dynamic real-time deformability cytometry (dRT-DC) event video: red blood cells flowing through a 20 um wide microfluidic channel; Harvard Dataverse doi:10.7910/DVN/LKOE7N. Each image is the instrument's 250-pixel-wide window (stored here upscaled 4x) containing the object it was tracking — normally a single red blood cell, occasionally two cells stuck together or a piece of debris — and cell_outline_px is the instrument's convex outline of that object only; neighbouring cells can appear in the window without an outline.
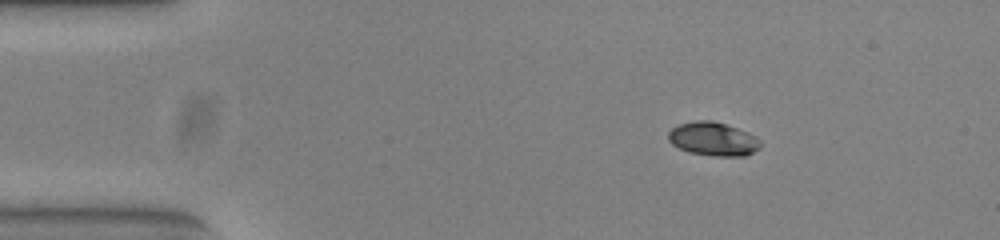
{"species": "common noctule bat (a hibernating species)", "species_latin": "Nyctalus noctula", "temperature_condition": "warm", "stored_images_in_passage": 53, "camera_frame_rate_fps": 3000, "um_per_image_px": 0.085, "animal": {"sex": "female", "body_mass_g": 23.0, "forearm_length_mm": 53.4}, "frame": {"image": 1, "passage_image": 8, "time_ms": 2.333, "image_size_px": [1000, 240], "cell_outline_px": [[760, 148], [744, 156], [712, 156], [688, 152], [672, 144], [668, 140], [668, 132], [672, 128], [680, 124], [696, 120], [712, 120], [748, 132], [756, 136], [760, 140]], "centroid_in_image_um": [60.61, 11.82], "position_along_channel_um": 24.4, "area_um2": 18.03}}
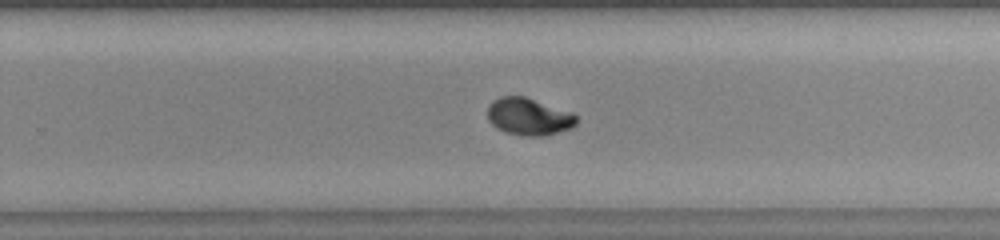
{"frame": {"image": 2, "passage_image": 34, "time_ms": 11.0, "image_size_px": [1000, 240], "cell_outline_px": [[576, 124], [572, 128], [540, 136], [524, 136], [508, 132], [496, 128], [488, 120], [488, 104], [492, 100], [500, 96], [524, 96], [572, 112], [576, 116]], "centroid_in_image_um": [44.92, 9.9], "position_along_channel_um": 284.9, "area_um2": 19.19}}
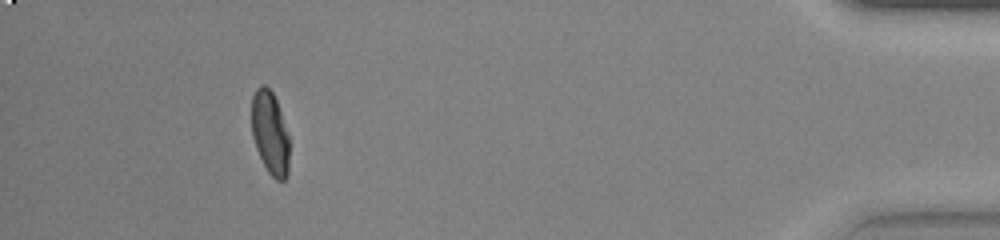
{"frame": {"image": 3, "passage_image": 49, "time_ms": 16.0, "image_size_px": [1000, 240], "cell_outline_px": [[288, 176], [284, 180], [276, 180], [268, 172], [256, 148], [252, 136], [252, 96], [256, 88], [260, 84], [264, 84], [272, 92], [276, 100], [288, 136]], "centroid_in_image_um": [22.94, 11.29], "position_along_channel_um": 412.3, "area_um2": 18.03}, "authors_computed_cell_mechanics": {"area_um2": 18.6694, "velocity_mm_per_s": 3.8387, "shape_relaxation_time_tau1_ms": 4.4363, "shape_relaxation_time_tau2_ms": null, "deformation_change_tau1": 0.181, "deformation_change_tau2": null}}